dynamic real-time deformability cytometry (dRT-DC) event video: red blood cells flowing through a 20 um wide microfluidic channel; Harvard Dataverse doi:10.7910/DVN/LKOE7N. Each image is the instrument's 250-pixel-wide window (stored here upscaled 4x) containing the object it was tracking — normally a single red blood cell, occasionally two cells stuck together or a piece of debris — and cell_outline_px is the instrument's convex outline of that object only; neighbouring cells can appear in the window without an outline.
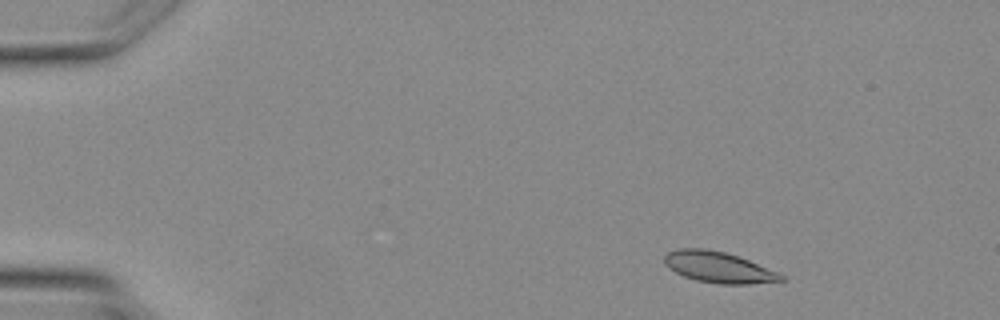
{"species": "Egyptian fruit bat (a non-hibernating species)", "species_latin": "Rousettus aegyptiacus", "temperature_condition": "warm", "stored_images_in_passage": 3, "camera_frame_rate_fps": 3000, "um_per_image_px": 0.085, "animal": {"sex": "female"}, "frame": {"image": 1, "passage_image": 1, "time_ms": 0.0, "image_size_px": [1000, 320], "cell_outline_px": [[788, 280], [748, 284], [720, 284], [696, 280], [684, 276], [668, 268], [664, 264], [664, 256], [668, 252], [680, 248], [704, 248], [724, 252], [748, 260], [776, 272], [784, 276]], "centroid_in_image_um": [61.04, 22.72], "position_along_channel_um": 24.0, "area_um2": 20.87}}